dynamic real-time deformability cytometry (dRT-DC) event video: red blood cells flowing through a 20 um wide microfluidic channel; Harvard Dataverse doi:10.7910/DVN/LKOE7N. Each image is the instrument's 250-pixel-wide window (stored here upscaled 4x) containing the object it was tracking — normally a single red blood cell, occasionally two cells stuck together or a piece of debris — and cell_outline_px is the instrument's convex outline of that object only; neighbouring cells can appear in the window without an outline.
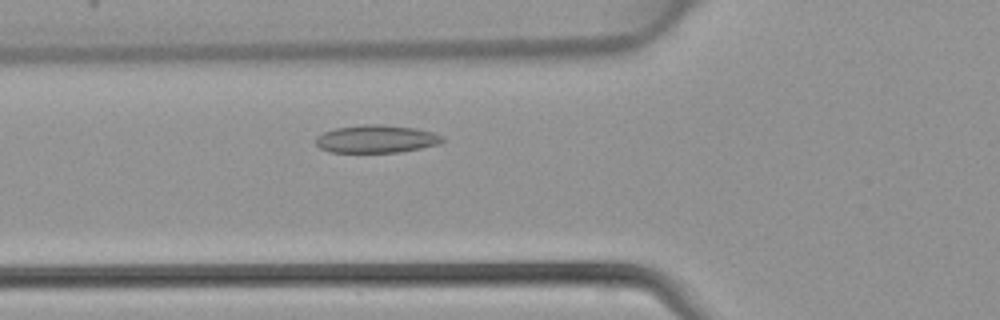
{"species": "common noctule bat (a hibernating species)", "species_latin": "Nyctalus noctula", "temperature_condition": "warm", "stored_images_in_passage": 41, "camera_frame_rate_fps": 3000, "um_per_image_px": 0.085, "animal": {"sex": "female", "body_mass_g": 22.7, "forearm_length_mm": 54.2}, "frame": {"image": 1, "passage_image": 12, "time_ms": 3.667, "image_size_px": [1000, 320], "cell_outline_px": [[444, 140], [440, 144], [400, 152], [328, 152], [320, 148], [316, 144], [316, 136], [324, 132], [336, 128], [364, 124], [384, 124], [416, 128], [432, 132], [444, 136]], "centroid_in_image_um": [32.0, 11.8], "position_along_channel_um": 93.8, "area_um2": 20.63}}
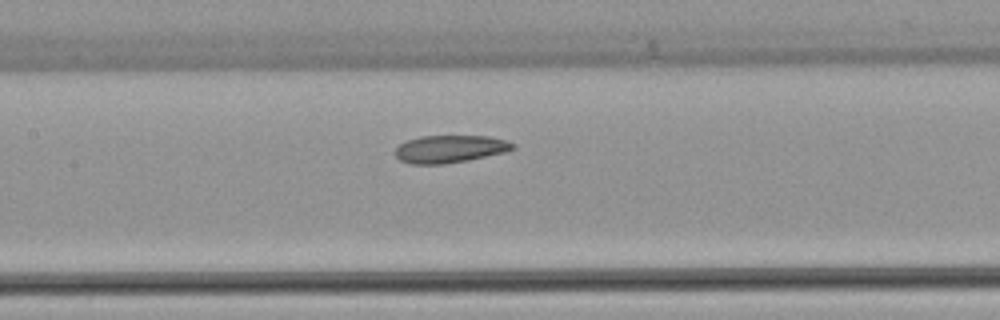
{"frame": {"image": 2, "passage_image": 17, "time_ms": 5.333, "image_size_px": [1000, 320], "cell_outline_px": [[516, 148], [504, 152], [468, 160], [444, 164], [408, 164], [400, 160], [396, 156], [396, 148], [400, 144], [408, 140], [420, 136], [488, 136], [508, 140], [516, 144]], "centroid_in_image_um": [38.27, 12.66], "position_along_channel_um": 169.1, "area_um2": 18.9}}
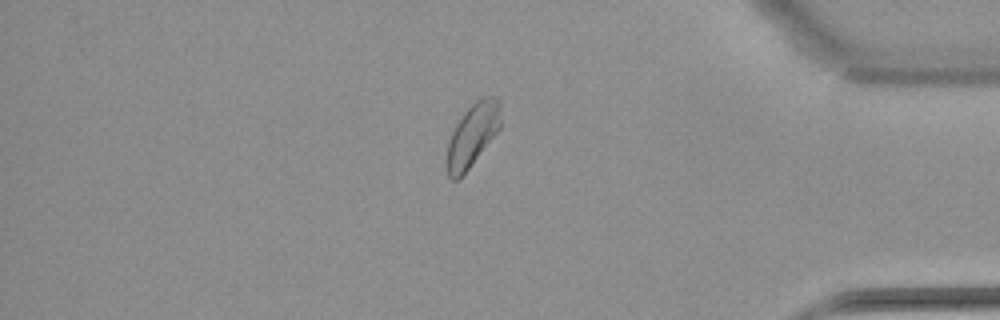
{"frame": {"image": 3, "passage_image": 34, "time_ms": 11.0, "image_size_px": [1000, 320], "cell_outline_px": [[500, 128], [460, 180], [452, 180], [448, 176], [448, 144], [452, 132], [456, 124], [464, 112], [480, 96], [492, 96], [500, 104]], "centroid_in_image_um": [40.16, 11.48], "position_along_channel_um": 395.0, "area_um2": 19.42}}